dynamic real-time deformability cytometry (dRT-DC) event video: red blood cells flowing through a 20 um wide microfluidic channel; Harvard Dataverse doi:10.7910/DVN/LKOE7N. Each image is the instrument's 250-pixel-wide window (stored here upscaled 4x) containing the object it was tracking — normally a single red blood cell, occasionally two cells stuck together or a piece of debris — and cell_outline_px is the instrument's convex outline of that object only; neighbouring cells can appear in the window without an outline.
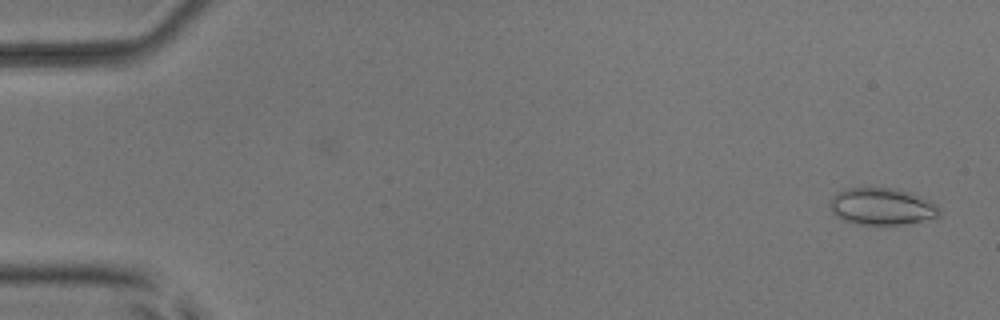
{"species": "common noctule bat (a hibernating species)", "species_latin": "Nyctalus noctula", "temperature_condition": "room temperature", "stored_images_in_passage": 53, "camera_frame_rate_fps": 3000, "um_per_image_px": 0.085, "animal": {"sex": "male", "body_mass_g": 17.9, "forearm_length_mm": 54.2}, "frame": {"image": 1, "passage_image": 2, "time_ms": 0.333, "image_size_px": [1000, 320], "cell_outline_px": [[940, 216], [904, 224], [856, 224], [844, 220], [836, 216], [832, 212], [828, 204], [832, 196], [836, 192], [844, 188], [892, 188], [908, 192], [920, 196], [936, 204], [940, 208]], "centroid_in_image_um": [74.91, 17.54], "position_along_channel_um": 10.1, "area_um2": 23.52}}
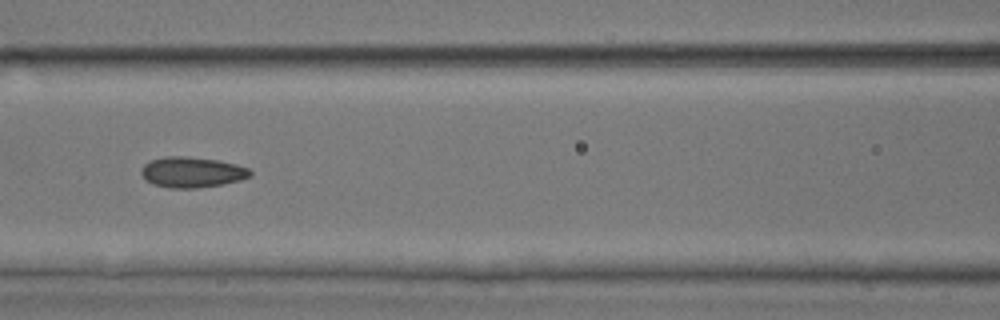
{"frame": {"image": 2, "passage_image": 24, "time_ms": 7.667, "image_size_px": [1000, 320], "cell_outline_px": [[252, 176], [240, 180], [220, 184], [196, 188], [168, 188], [152, 184], [144, 180], [140, 172], [144, 164], [152, 160], [164, 156], [184, 156], [216, 160], [236, 164], [248, 168], [252, 172]], "centroid_in_image_um": [16.28, 14.64], "position_along_channel_um": 150.3, "area_um2": 19.42}}
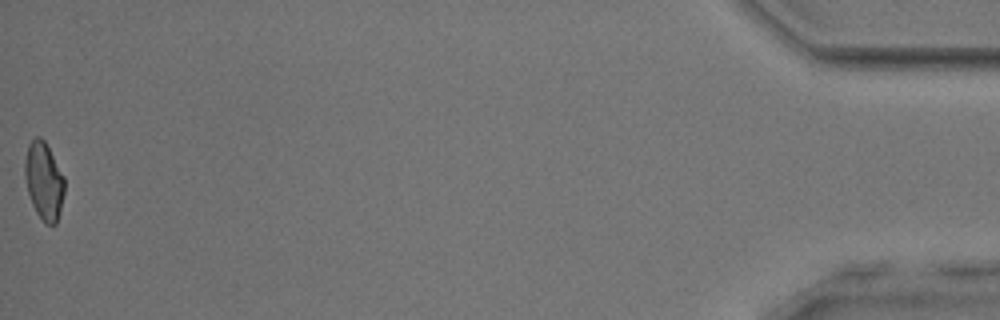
{"frame": {"image": 3, "passage_image": 53, "time_ms": 17.333, "image_size_px": [1000, 320], "cell_outline_px": [[64, 192], [56, 224], [44, 224], [36, 212], [32, 204], [28, 192], [24, 176], [24, 160], [28, 144], [36, 136], [40, 136], [44, 140], [64, 176]], "centroid_in_image_um": [3.71, 15.36], "position_along_channel_um": 431.5, "area_um2": 17.86}, "authors_computed_cell_mechanics": {"area_um2": 18.9006, "velocity_mm_per_s": 3.9179, "shape_relaxation_time_tau1_ms": 3.359, "shape_relaxation_time_tau2_ms": 1.6531, "deformation_change_tau1": 0.0928, "deformation_change_tau2": 0.0707}}